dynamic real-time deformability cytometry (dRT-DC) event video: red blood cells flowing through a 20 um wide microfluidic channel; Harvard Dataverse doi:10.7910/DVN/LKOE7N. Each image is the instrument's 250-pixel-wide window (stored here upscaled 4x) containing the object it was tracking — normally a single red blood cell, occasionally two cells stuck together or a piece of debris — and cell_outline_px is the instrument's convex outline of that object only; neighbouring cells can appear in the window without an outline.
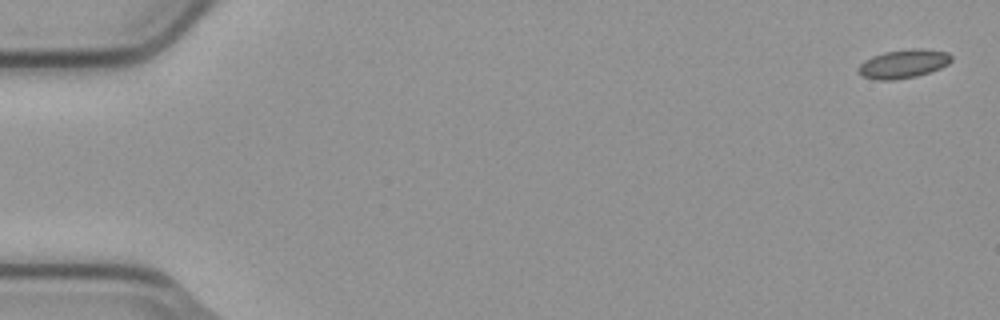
{"species": "common noctule bat (a hibernating species)", "species_latin": "Nyctalus noctula", "temperature_condition": "cold", "stored_images_in_passage": 4, "camera_frame_rate_fps": 3000, "um_per_image_px": 0.085, "animal": {"sex": "male", "body_mass_g": 23.1, "forearm_length_mm": 52.7}, "frame": {"image": 1, "passage_image": 1, "time_ms": 0.0, "image_size_px": [1000, 320], "cell_outline_px": [[952, 60], [948, 64], [940, 68], [916, 76], [892, 80], [876, 80], [864, 76], [856, 68], [864, 60], [872, 56], [884, 52], [912, 48], [920, 48], [948, 52], [952, 56]], "centroid_in_image_um": [76.79, 5.41], "position_along_channel_um": 8.2, "area_um2": 15.49}}
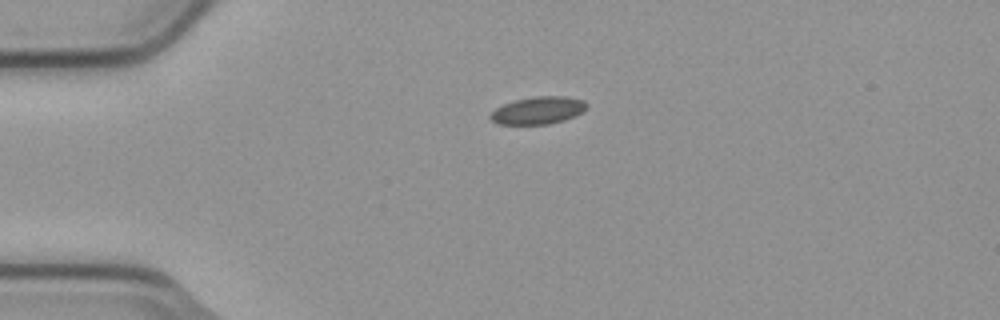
{"frame": {"image": 2, "passage_image": 4, "time_ms": 1.0, "image_size_px": [1000, 320], "cell_outline_px": [[588, 104], [576, 116], [564, 120], [548, 124], [500, 124], [492, 120], [488, 116], [496, 108], [504, 104], [516, 100], [536, 96], [564, 96], [584, 100]], "centroid_in_image_um": [45.74, 9.38], "position_along_channel_um": 39.3, "area_um2": 15.2}}